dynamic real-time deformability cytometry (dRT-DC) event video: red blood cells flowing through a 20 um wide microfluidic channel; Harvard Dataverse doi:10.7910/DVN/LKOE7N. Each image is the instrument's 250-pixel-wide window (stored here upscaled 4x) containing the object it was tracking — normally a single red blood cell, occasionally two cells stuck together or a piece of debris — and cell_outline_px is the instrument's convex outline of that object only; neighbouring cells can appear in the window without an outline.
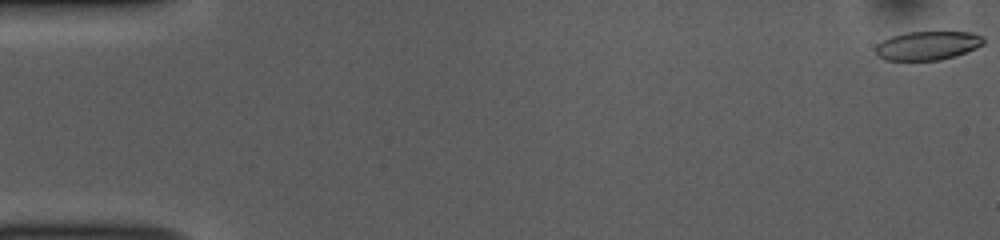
{"species": "common noctule bat (a hibernating species)", "species_latin": "Nyctalus noctula", "temperature_condition": "room temperature", "stored_images_in_passage": 52, "camera_frame_rate_fps": 3000, "um_per_image_px": 0.085, "animal": {"sex": "female", "body_mass_g": 10.0, "forearm_length_mm": 53.1}, "frame": {"image": 1, "passage_image": 1, "time_ms": 0.0, "image_size_px": [1000, 240], "cell_outline_px": [[984, 44], [976, 48], [956, 56], [940, 60], [884, 60], [876, 56], [876, 44], [892, 36], [904, 32], [972, 32], [984, 36]], "centroid_in_image_um": [78.85, 3.87], "position_along_channel_um": 6.1, "area_um2": 18.26}}
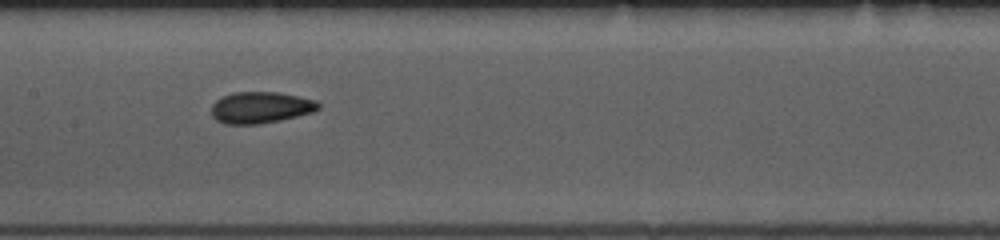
{"frame": {"image": 2, "passage_image": 26, "time_ms": 8.333, "image_size_px": [1000, 240], "cell_outline_px": [[320, 108], [312, 112], [280, 120], [260, 124], [224, 124], [216, 120], [212, 116], [212, 104], [216, 100], [232, 92], [276, 92], [316, 100], [320, 104]], "centroid_in_image_um": [22.13, 9.14], "position_along_channel_um": 185.3, "area_um2": 19.54}}
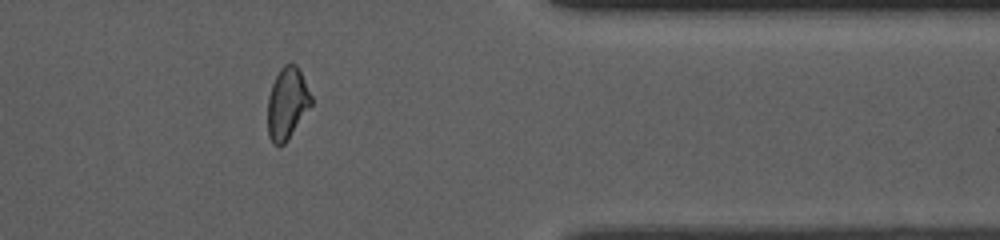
{"frame": {"image": 3, "passage_image": 43, "time_ms": 14.0, "image_size_px": [1000, 240], "cell_outline_px": [[312, 104], [288, 140], [284, 144], [272, 144], [268, 136], [268, 96], [272, 84], [280, 68], [284, 64], [296, 64], [312, 96]], "centroid_in_image_um": [24.4, 8.8], "position_along_channel_um": 387.0, "area_um2": 18.09}, "authors_computed_cell_mechanics": {"area_um2": 19.3052, "velocity_mm_per_s": 3.8586, "shape_relaxation_time_tau1_ms": 4.6968, "shape_relaxation_time_tau2_ms": 2.0069, "deformation_change_tau1": 0.1224, "deformation_change_tau2": 0.0757}}